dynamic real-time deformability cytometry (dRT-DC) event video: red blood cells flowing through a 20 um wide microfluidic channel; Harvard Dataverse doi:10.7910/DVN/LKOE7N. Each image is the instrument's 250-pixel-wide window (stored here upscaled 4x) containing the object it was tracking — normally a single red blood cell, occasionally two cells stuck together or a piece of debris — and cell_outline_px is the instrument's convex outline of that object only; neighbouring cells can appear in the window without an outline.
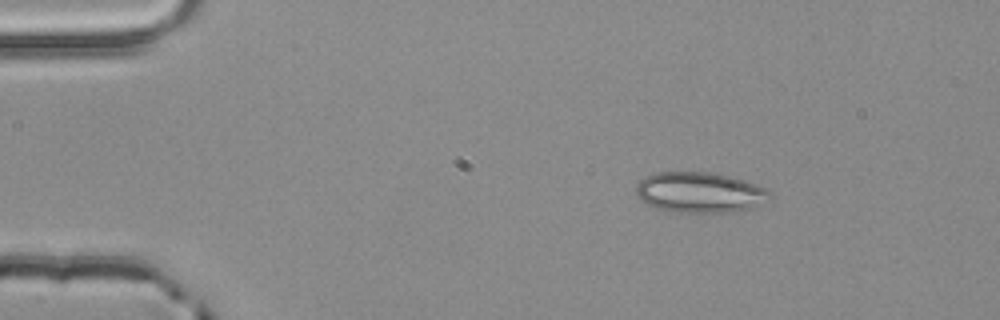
{"species": "common noctule bat (a hibernating species)", "species_latin": "Nyctalus noctula", "temperature_condition": "room temperature", "stored_images_in_passage": 3, "camera_frame_rate_fps": 3000, "um_per_image_px": 0.085, "animal": {"sex": "male", "body_mass_g": 20.4}, "frame": {"image": 1, "passage_image": 1, "time_ms": 0.0, "image_size_px": [1000, 320], "cell_outline_px": [[772, 192], [764, 204], [752, 208], [732, 212], [668, 212], [656, 208], [640, 200], [636, 196], [636, 184], [644, 176], [656, 172], [708, 172], [728, 176], [764, 188]], "centroid_in_image_um": [59.42, 16.37], "position_along_channel_um": 25.6, "area_um2": 31.62}}